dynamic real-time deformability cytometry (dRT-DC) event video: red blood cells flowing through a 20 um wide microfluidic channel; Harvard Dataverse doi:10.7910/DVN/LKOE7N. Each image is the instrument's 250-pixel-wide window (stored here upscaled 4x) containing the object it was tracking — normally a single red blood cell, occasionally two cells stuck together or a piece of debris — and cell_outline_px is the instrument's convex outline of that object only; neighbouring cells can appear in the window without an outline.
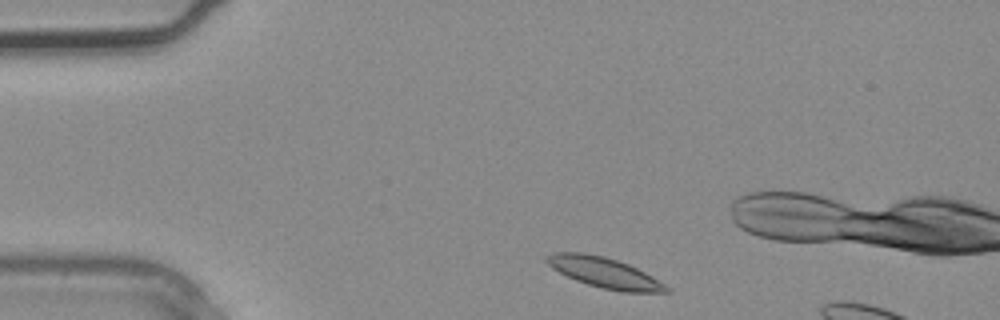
{"species": "common noctule bat (a hibernating species)", "species_latin": "Nyctalus noctula", "temperature_condition": "warm", "stored_images_in_passage": 3, "camera_frame_rate_fps": 3000, "um_per_image_px": 0.085, "animal": {"sex": "male", "body_mass_g": 20.4}, "frame": {"image": 1, "passage_image": 1, "time_ms": 0.0, "image_size_px": [1000, 320], "cell_outline_px": [[672, 292], [620, 292], [600, 288], [576, 280], [552, 268], [544, 260], [544, 256], [552, 252], [584, 252], [604, 256], [628, 264], [652, 276], [664, 284]], "centroid_in_image_um": [51.34, 23.16], "position_along_channel_um": 33.7, "area_um2": 21.15}}